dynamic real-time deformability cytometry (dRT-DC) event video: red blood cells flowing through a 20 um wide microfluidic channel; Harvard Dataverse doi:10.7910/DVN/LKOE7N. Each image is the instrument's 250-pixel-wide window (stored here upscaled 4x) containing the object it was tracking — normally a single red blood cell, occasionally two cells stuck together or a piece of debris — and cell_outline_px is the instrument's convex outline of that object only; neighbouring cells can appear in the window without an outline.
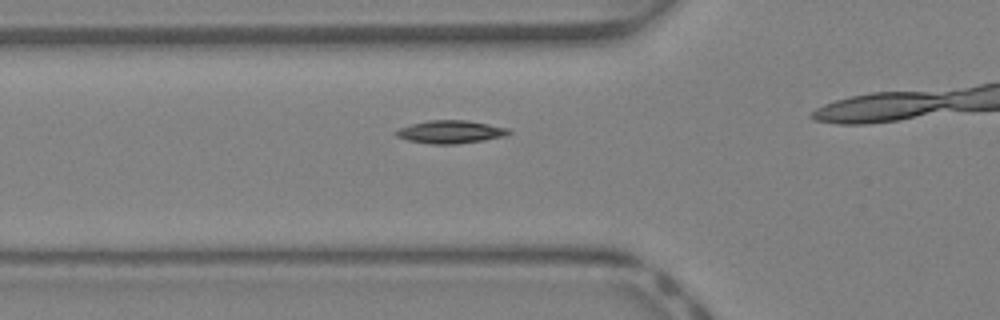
{"species": "Egyptian fruit bat (a non-hibernating species)", "species_latin": "Rousettus aegyptiacus", "temperature_condition": "warm", "stored_images_in_passage": 29, "camera_frame_rate_fps": 3000, "um_per_image_px": 0.085, "animal": {"sex": "female"}, "frame": {"image": 1, "passage_image": 11, "time_ms": 3.333, "image_size_px": [1000, 320], "cell_outline_px": [[512, 132], [504, 136], [484, 140], [456, 144], [428, 144], [408, 140], [396, 136], [392, 132], [400, 128], [412, 124], [428, 120], [464, 120], [488, 124], [508, 128]], "centroid_in_image_um": [38.26, 11.21], "position_along_channel_um": 87.5, "area_um2": 15.03}}
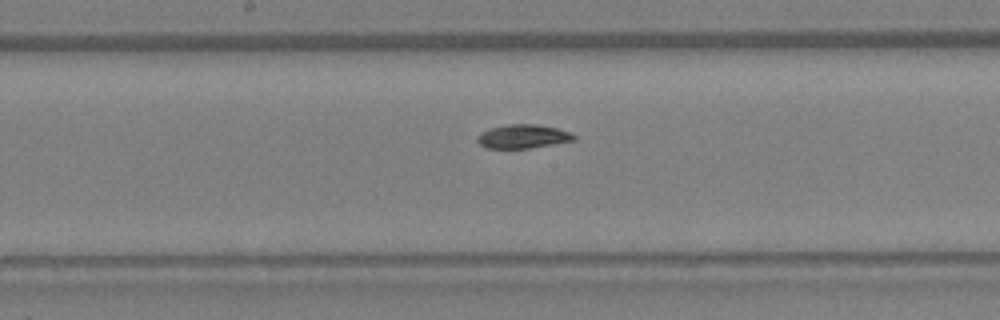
{"frame": {"image": 2, "passage_image": 18, "time_ms": 5.667, "image_size_px": [1000, 320], "cell_outline_px": [[576, 140], [528, 148], [488, 148], [480, 144], [476, 140], [476, 136], [480, 132], [492, 128], [508, 124], [536, 124], [556, 128], [572, 132], [576, 136]], "centroid_in_image_um": [44.46, 11.59], "position_along_channel_um": 203.7, "area_um2": 13.35}}
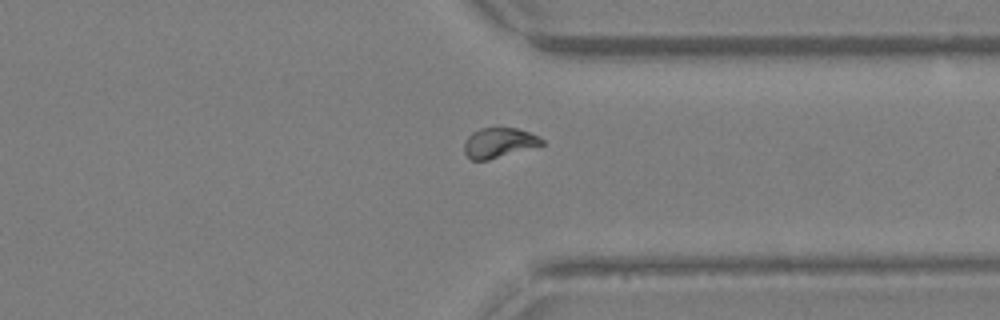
{"frame": {"image": 3, "passage_image": 28, "time_ms": 9.0, "image_size_px": [1000, 320], "cell_outline_px": [[544, 144], [488, 160], [472, 160], [464, 152], [464, 140], [472, 132], [480, 128], [516, 128], [528, 132], [544, 140]], "centroid_in_image_um": [42.37, 12.13], "position_along_channel_um": 369.0, "area_um2": 13.35}}